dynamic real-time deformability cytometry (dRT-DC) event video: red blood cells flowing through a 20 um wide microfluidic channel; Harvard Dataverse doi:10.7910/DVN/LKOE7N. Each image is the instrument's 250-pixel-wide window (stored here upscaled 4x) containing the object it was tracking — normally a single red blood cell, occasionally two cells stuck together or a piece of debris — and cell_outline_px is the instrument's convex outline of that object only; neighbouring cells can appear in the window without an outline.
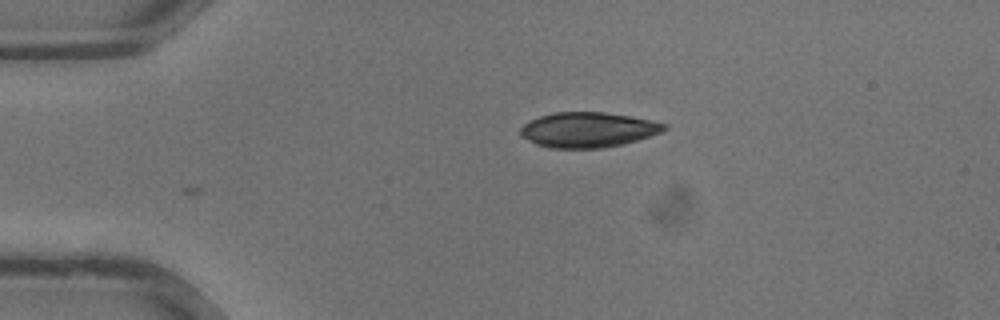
{"species": "common noctule bat (a hibernating species)", "species_latin": "Nyctalus noctula", "temperature_condition": "warm", "stored_images_in_passage": 4, "camera_frame_rate_fps": 3000, "um_per_image_px": 0.085, "animal": {"sex": "male", "body_mass_g": 13.3}, "frame": {"image": 1, "passage_image": 4, "time_ms": 1.0, "image_size_px": [1000, 320], "cell_outline_px": [[668, 128], [660, 132], [624, 144], [604, 148], [548, 148], [536, 144], [520, 136], [520, 128], [524, 124], [540, 116], [556, 112], [604, 112], [652, 120], [668, 124]], "centroid_in_image_um": [49.97, 11.04], "position_along_channel_um": 35.0, "area_um2": 29.36}}